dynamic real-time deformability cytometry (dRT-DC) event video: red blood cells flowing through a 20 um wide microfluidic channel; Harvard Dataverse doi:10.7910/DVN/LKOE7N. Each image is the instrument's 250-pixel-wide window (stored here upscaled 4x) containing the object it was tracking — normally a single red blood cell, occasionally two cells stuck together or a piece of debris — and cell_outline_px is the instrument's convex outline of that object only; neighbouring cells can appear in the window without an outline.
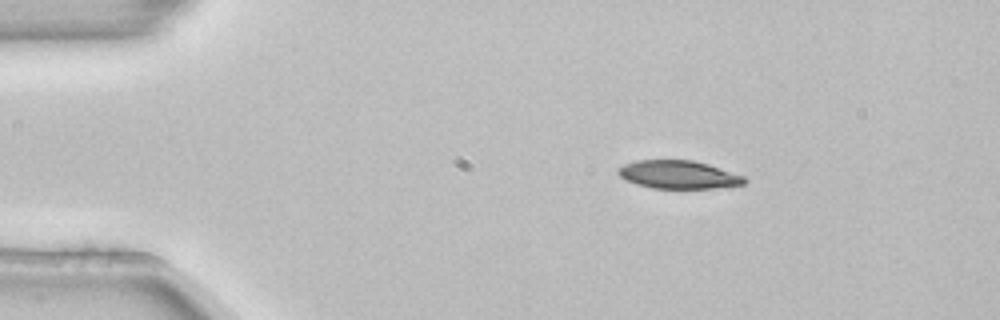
{"species": "common noctule bat (a hibernating species)", "species_latin": "Nyctalus noctula", "temperature_condition": "room temperature", "stored_images_in_passage": 2, "camera_frame_rate_fps": 3000, "um_per_image_px": 0.085, "animal": {"sex": "female", "body_mass_g": 22.7, "forearm_length_mm": 54.2}, "frame": {"image": 1, "passage_image": 1, "time_ms": 0.0, "image_size_px": [1000, 320], "cell_outline_px": [[748, 180], [744, 184], [712, 188], [652, 188], [636, 184], [624, 180], [616, 172], [616, 168], [624, 164], [636, 160], [692, 160], [708, 164], [744, 176]], "centroid_in_image_um": [57.62, 14.84], "position_along_channel_um": 27.4, "area_um2": 20.75}}